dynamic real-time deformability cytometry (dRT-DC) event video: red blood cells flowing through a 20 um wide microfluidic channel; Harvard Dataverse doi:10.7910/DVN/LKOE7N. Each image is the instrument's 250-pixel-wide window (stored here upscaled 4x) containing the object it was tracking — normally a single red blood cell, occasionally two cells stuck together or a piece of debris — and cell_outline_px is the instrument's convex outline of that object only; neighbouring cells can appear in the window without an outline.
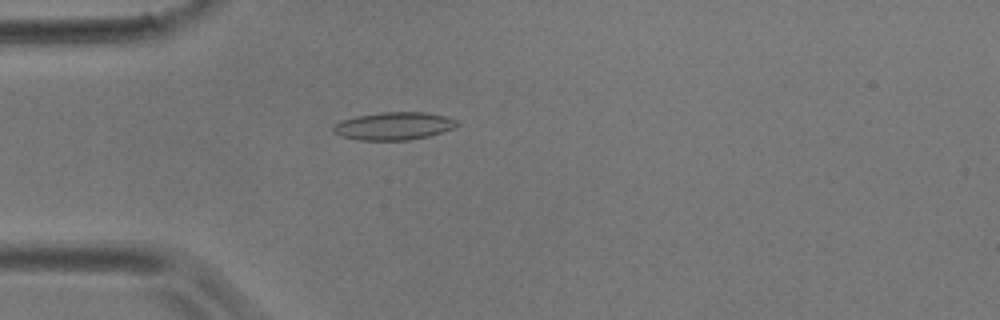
{"species": "common noctule bat (a hibernating species)", "species_latin": "Nyctalus noctula", "temperature_condition": "room temperature", "stored_images_in_passage": 1, "camera_frame_rate_fps": 3000, "um_per_image_px": 0.085, "animal": {"sex": "male", "body_mass_g": 17.9}, "frame": {"image": 1, "passage_image": 1, "time_ms": 0.0, "image_size_px": [1000, 320], "cell_outline_px": [[460, 124], [452, 128], [428, 136], [408, 140], [360, 140], [340, 136], [332, 132], [332, 124], [340, 120], [356, 116], [380, 112], [424, 112], [444, 116], [456, 120]], "centroid_in_image_um": [33.39, 10.71], "position_along_channel_um": 51.6, "area_um2": 20.06}}